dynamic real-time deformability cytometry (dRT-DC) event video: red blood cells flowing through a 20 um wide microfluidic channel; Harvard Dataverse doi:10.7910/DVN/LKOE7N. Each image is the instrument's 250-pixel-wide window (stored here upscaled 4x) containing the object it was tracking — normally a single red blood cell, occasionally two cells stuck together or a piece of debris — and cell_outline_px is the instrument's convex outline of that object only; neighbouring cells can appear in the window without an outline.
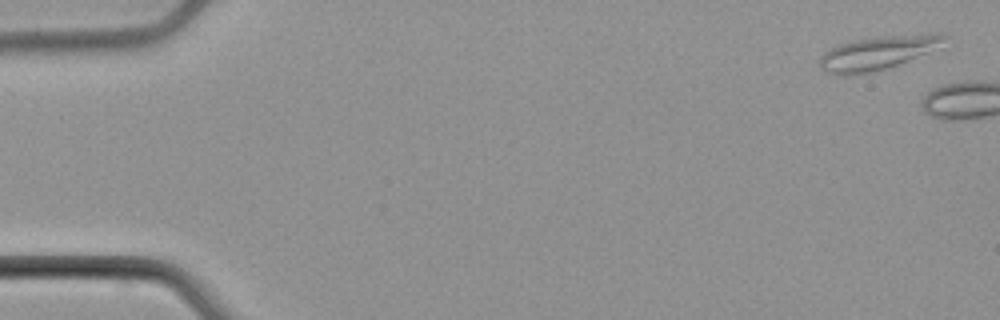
{"species": "common noctule bat (a hibernating species)", "species_latin": "Nyctalus noctula", "temperature_condition": "cold", "stored_images_in_passage": 2, "camera_frame_rate_fps": 3000, "um_per_image_px": 0.085, "animal": {"sex": "male", "body_mass_g": 21.5, "forearm_length_mm": 52.0}, "frame": {"image": 1, "passage_image": 1, "time_ms": 0.0, "image_size_px": [1000, 320], "cell_outline_px": [[948, 36], [924, 52], [908, 60], [888, 68], [868, 72], [828, 72], [820, 68], [820, 56], [824, 52], [840, 44], [852, 40], [876, 36], [928, 32], [940, 32]], "centroid_in_image_um": [74.6, 4.42], "position_along_channel_um": 10.4, "area_um2": 23.47}}